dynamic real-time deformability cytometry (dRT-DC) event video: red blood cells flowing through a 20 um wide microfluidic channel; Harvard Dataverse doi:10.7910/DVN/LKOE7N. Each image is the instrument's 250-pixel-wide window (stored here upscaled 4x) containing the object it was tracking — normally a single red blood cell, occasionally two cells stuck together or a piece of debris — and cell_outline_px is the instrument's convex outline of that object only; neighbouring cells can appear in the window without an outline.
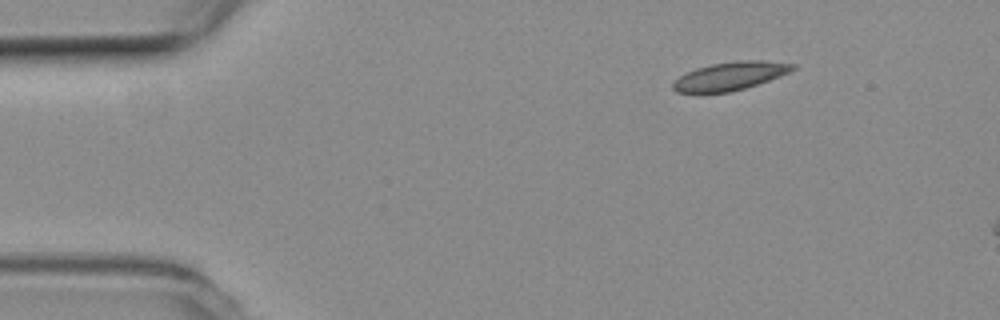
{"species": "common noctule bat (a hibernating species)", "species_latin": "Nyctalus noctula", "temperature_condition": "room temperature", "stored_images_in_passage": 7, "camera_frame_rate_fps": 3000, "um_per_image_px": 0.085, "animal": {"sex": "female", "body_mass_g": 19.3, "forearm_length_mm": 54.1}, "frame": {"image": 1, "passage_image": 1, "time_ms": 0.0, "image_size_px": [1000, 320], "cell_outline_px": [[796, 68], [780, 76], [744, 88], [728, 92], [676, 92], [672, 88], [672, 80], [696, 68], [712, 64], [736, 60], [764, 60], [796, 64]], "centroid_in_image_um": [62.05, 6.45], "position_along_channel_um": 22.9, "area_um2": 19.54}}